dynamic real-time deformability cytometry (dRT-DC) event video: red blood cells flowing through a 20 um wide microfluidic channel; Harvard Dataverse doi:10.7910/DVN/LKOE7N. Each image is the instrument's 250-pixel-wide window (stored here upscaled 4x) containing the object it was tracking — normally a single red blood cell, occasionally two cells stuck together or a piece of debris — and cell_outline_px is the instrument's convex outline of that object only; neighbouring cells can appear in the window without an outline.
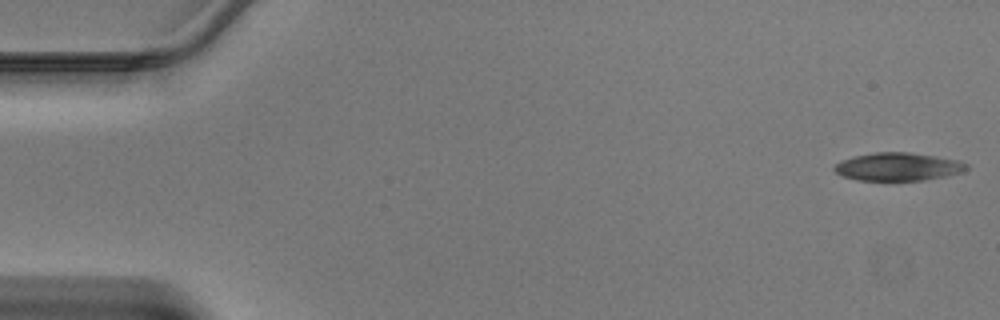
{"species": "Egyptian fruit bat (a non-hibernating species)", "species_latin": "Rousettus aegyptiacus", "temperature_condition": "warm", "stored_images_in_passage": 45, "camera_frame_rate_fps": 3000, "um_per_image_px": 0.085, "animal": {"sex": "male"}, "frame": {"image": 1, "passage_image": 1, "time_ms": 0.0, "image_size_px": [1000, 320], "cell_outline_px": [[968, 168], [960, 172], [944, 176], [924, 180], [856, 180], [844, 176], [836, 172], [832, 168], [836, 164], [852, 156], [876, 152], [908, 152], [936, 156], [960, 160], [968, 164]], "centroid_in_image_um": [76.34, 14.16], "position_along_channel_um": 8.7, "area_um2": 21.44}}
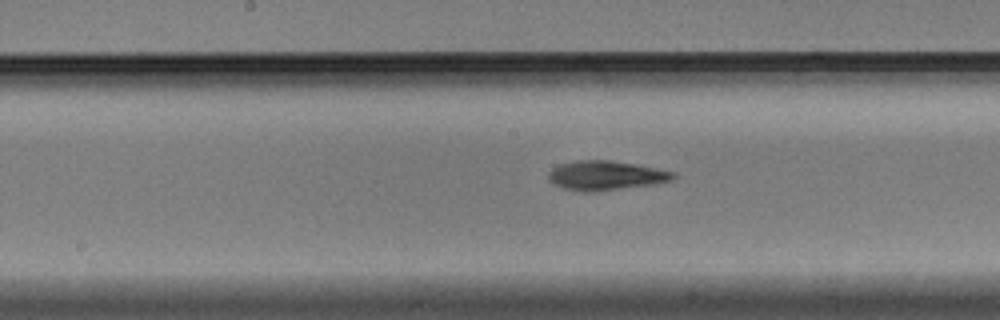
{"frame": {"image": 2, "passage_image": 23, "time_ms": 7.333, "image_size_px": [1000, 320], "cell_outline_px": [[676, 176], [672, 180], [652, 184], [592, 192], [580, 192], [564, 188], [552, 184], [548, 180], [548, 172], [552, 168], [560, 164], [576, 160], [608, 160], [632, 164], [676, 172]], "centroid_in_image_um": [51.42, 14.92], "position_along_channel_um": 196.8, "area_um2": 21.21}}
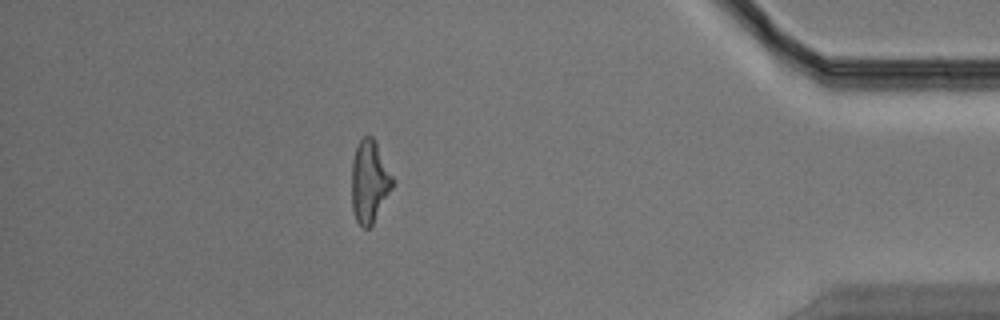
{"frame": {"image": 3, "passage_image": 40, "time_ms": 13.0, "image_size_px": [1000, 320], "cell_outline_px": [[392, 188], [372, 224], [368, 228], [364, 228], [356, 220], [352, 208], [352, 160], [356, 148], [360, 140], [364, 136], [372, 136], [376, 140], [392, 176]], "centroid_in_image_um": [31.39, 15.4], "position_along_channel_um": 403.8, "area_um2": 19.31}}